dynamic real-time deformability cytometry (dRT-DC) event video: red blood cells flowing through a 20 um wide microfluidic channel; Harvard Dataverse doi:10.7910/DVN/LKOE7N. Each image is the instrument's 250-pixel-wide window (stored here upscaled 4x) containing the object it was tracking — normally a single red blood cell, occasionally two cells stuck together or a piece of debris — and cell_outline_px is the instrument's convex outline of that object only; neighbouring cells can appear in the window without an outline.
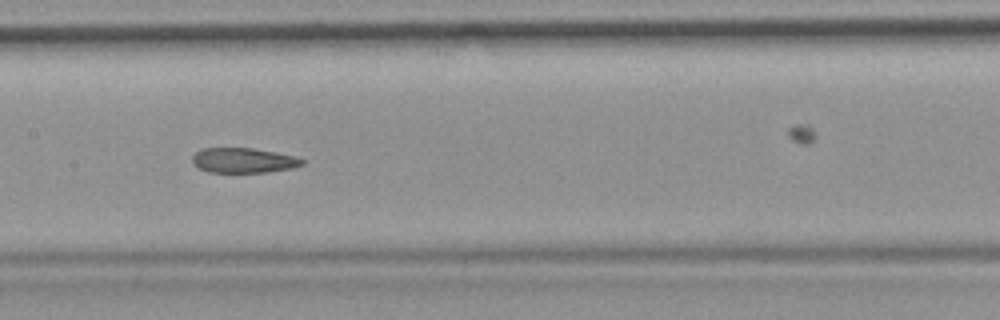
{"species": "common noctule bat (a hibernating species)", "species_latin": "Nyctalus noctula", "temperature_condition": "room temperature", "stored_images_in_passage": 40, "camera_frame_rate_fps": 3000, "um_per_image_px": 0.085, "animal": {"sex": "female", "body_mass_g": 19.9}, "frame": {"image": 1, "passage_image": 12, "time_ms": 3.667, "image_size_px": [1000, 320], "cell_outline_px": [[304, 164], [292, 168], [268, 172], [208, 172], [192, 164], [192, 156], [200, 148], [252, 148], [276, 152], [296, 156], [304, 160]], "centroid_in_image_um": [20.69, 13.63], "position_along_channel_um": 186.7, "area_um2": 16.07}, "authors_computed_cell_mechanics": {"area_um2": 17.6001, "velocity_mm_per_s": 3.7623, "shape_relaxation_time_tau1_ms": null, "shape_relaxation_time_tau2_ms": 4.8827, "deformation_change_tau1": null, "deformation_change_tau2": 0.1222}}